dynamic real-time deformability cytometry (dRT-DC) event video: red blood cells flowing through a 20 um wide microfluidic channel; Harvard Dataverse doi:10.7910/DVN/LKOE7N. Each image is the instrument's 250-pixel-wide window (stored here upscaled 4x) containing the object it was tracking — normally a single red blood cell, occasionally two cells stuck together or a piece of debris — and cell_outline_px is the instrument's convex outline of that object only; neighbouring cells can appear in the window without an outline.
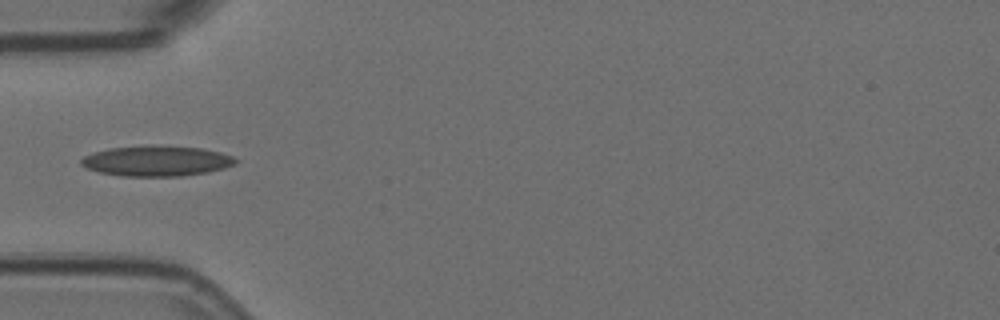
{"species": "Egyptian fruit bat (a non-hibernating species)", "species_latin": "Rousettus aegyptiacus", "temperature_condition": "room temperature", "stored_images_in_passage": 3, "camera_frame_rate_fps": 3000, "um_per_image_px": 0.085, "animal": {"sex": "female"}, "frame": {"image": 1, "passage_image": 3, "time_ms": 0.667, "image_size_px": [1000, 320], "cell_outline_px": [[240, 160], [236, 164], [224, 168], [208, 172], [180, 176], [120, 176], [100, 172], [88, 168], [80, 164], [80, 160], [84, 156], [92, 152], [108, 148], [152, 144], [200, 148], [220, 152], [232, 156]], "centroid_in_image_um": [13.31, 13.66], "position_along_channel_um": 71.7, "area_um2": 27.69}}